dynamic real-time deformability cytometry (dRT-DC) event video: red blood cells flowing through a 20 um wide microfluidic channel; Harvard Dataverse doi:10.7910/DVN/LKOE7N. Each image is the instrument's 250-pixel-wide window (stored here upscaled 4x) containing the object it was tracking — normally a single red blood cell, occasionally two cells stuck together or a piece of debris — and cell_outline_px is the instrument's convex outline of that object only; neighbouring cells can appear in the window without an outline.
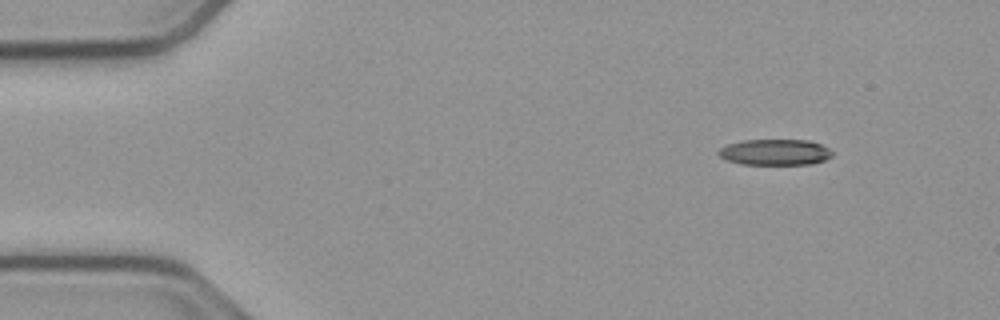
{"species": "common noctule bat (a hibernating species)", "species_latin": "Nyctalus noctula", "temperature_condition": "cold", "stored_images_in_passage": 49, "camera_frame_rate_fps": 3000, "um_per_image_px": 0.085, "animal": {"sex": "male", "body_mass_g": 23.1, "forearm_length_mm": 52.7}, "frame": {"image": 1, "passage_image": 1, "time_ms": 0.0, "image_size_px": [1000, 320], "cell_outline_px": [[832, 156], [824, 160], [812, 164], [740, 164], [728, 160], [720, 156], [716, 152], [720, 148], [728, 144], [744, 140], [808, 140], [820, 144], [828, 148], [832, 152]], "centroid_in_image_um": [65.87, 12.93], "position_along_channel_um": 19.1, "area_um2": 17.11}}
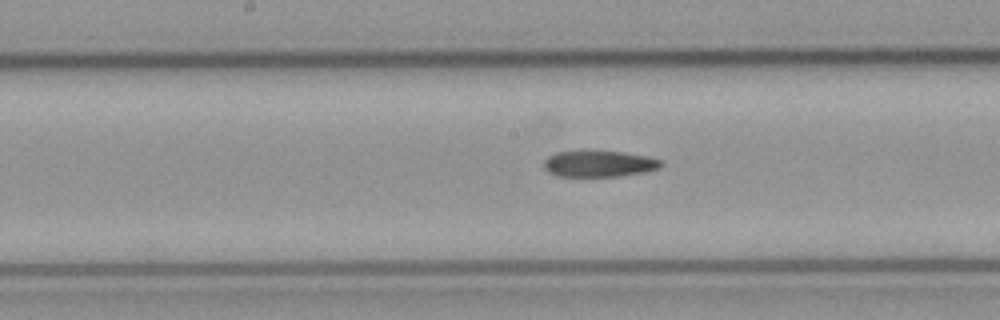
{"frame": {"image": 2, "passage_image": 22, "time_ms": 7.0, "image_size_px": [1000, 320], "cell_outline_px": [[664, 164], [660, 168], [644, 172], [620, 176], [556, 176], [548, 172], [544, 168], [544, 160], [548, 156], [556, 152], [588, 148], [620, 152], [648, 156], [660, 160]], "centroid_in_image_um": [50.88, 13.88], "position_along_channel_um": 197.3, "area_um2": 18.61}}
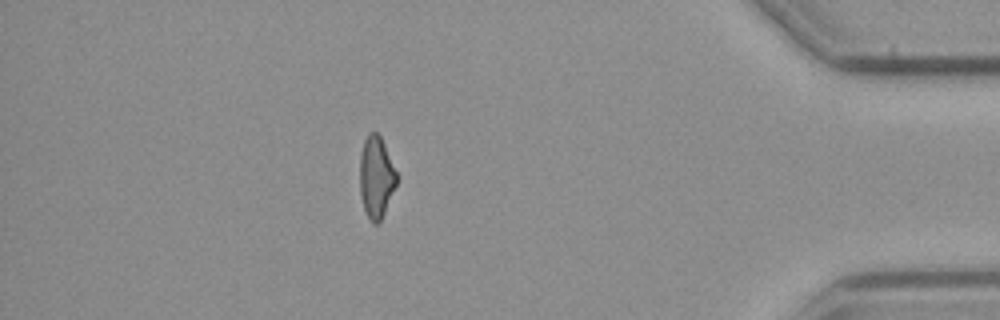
{"frame": {"image": 3, "passage_image": 42, "time_ms": 13.667, "image_size_px": [1000, 320], "cell_outline_px": [[396, 184], [384, 212], [380, 220], [376, 224], [372, 224], [364, 208], [360, 196], [360, 156], [364, 140], [368, 132], [376, 132], [380, 136], [384, 144], [396, 172]], "centroid_in_image_um": [31.95, 15.04], "position_along_channel_um": 403.3, "area_um2": 17.17}, "authors_computed_cell_mechanics": {"area_um2": 18.6116, "velocity_mm_per_s": 3.8051, "shape_relaxation_time_tau1_ms": null, "shape_relaxation_time_tau2_ms": 7.4069, "deformation_change_tau1": null, "deformation_change_tau2": 0.1727}}